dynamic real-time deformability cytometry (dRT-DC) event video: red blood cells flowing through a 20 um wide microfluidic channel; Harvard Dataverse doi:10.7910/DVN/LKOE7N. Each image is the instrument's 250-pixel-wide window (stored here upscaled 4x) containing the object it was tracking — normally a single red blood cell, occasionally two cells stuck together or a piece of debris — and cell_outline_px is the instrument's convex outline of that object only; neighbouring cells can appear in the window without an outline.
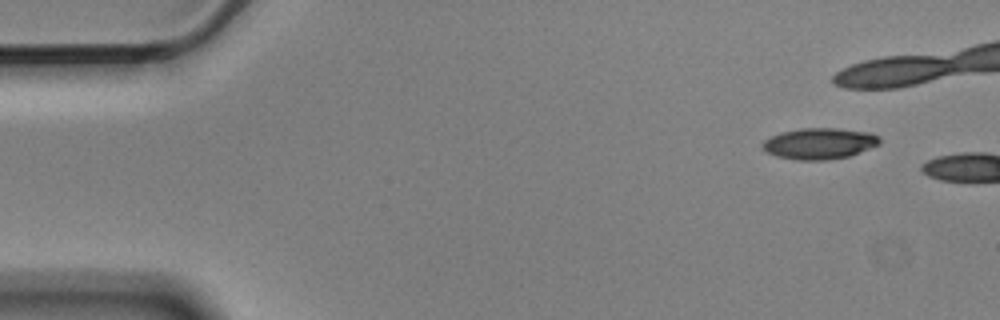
{"species": "Egyptian fruit bat (a non-hibernating species)", "species_latin": "Rousettus aegyptiacus", "temperature_condition": "cold", "stored_images_in_passage": 4, "camera_frame_rate_fps": 3000, "um_per_image_px": 0.085, "animal": {"sex": "male"}, "frame": {"image": 1, "passage_image": 4, "time_ms": 1.0, "image_size_px": [1000, 320], "cell_outline_px": [[880, 144], [848, 156], [828, 160], [796, 160], [776, 156], [768, 152], [764, 148], [764, 140], [780, 132], [800, 128], [836, 128], [872, 132], [880, 136]], "centroid_in_image_um": [69.69, 12.19], "position_along_channel_um": 15.3, "area_um2": 21.21}}